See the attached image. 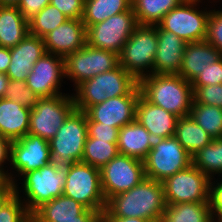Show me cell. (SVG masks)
<instances>
[{
	"label": "cell",
	"instance_id": "83f0119b",
	"mask_svg": "<svg viewBox=\"0 0 222 222\" xmlns=\"http://www.w3.org/2000/svg\"><path fill=\"white\" fill-rule=\"evenodd\" d=\"M160 222H213L209 202L167 205Z\"/></svg>",
	"mask_w": 222,
	"mask_h": 222
},
{
	"label": "cell",
	"instance_id": "9c48e42d",
	"mask_svg": "<svg viewBox=\"0 0 222 222\" xmlns=\"http://www.w3.org/2000/svg\"><path fill=\"white\" fill-rule=\"evenodd\" d=\"M143 163L147 178L163 182L176 172L191 165L192 157L172 136L166 139L154 140L153 147Z\"/></svg>",
	"mask_w": 222,
	"mask_h": 222
},
{
	"label": "cell",
	"instance_id": "e575fe53",
	"mask_svg": "<svg viewBox=\"0 0 222 222\" xmlns=\"http://www.w3.org/2000/svg\"><path fill=\"white\" fill-rule=\"evenodd\" d=\"M13 186L15 193L0 209V222H32L31 213L21 201L17 183Z\"/></svg>",
	"mask_w": 222,
	"mask_h": 222
},
{
	"label": "cell",
	"instance_id": "4fadbf2b",
	"mask_svg": "<svg viewBox=\"0 0 222 222\" xmlns=\"http://www.w3.org/2000/svg\"><path fill=\"white\" fill-rule=\"evenodd\" d=\"M101 188L105 200L116 194L129 191L138 185L145 177L142 160L118 154L100 169Z\"/></svg>",
	"mask_w": 222,
	"mask_h": 222
},
{
	"label": "cell",
	"instance_id": "4dcf8cb0",
	"mask_svg": "<svg viewBox=\"0 0 222 222\" xmlns=\"http://www.w3.org/2000/svg\"><path fill=\"white\" fill-rule=\"evenodd\" d=\"M192 164L213 181V176L222 175V138L213 139L192 156ZM215 174V175H214ZM221 174V175H220Z\"/></svg>",
	"mask_w": 222,
	"mask_h": 222
},
{
	"label": "cell",
	"instance_id": "30bf717a",
	"mask_svg": "<svg viewBox=\"0 0 222 222\" xmlns=\"http://www.w3.org/2000/svg\"><path fill=\"white\" fill-rule=\"evenodd\" d=\"M119 66V54L86 44L64 58L65 78L72 79L75 88L94 76Z\"/></svg>",
	"mask_w": 222,
	"mask_h": 222
},
{
	"label": "cell",
	"instance_id": "f1b7e54d",
	"mask_svg": "<svg viewBox=\"0 0 222 222\" xmlns=\"http://www.w3.org/2000/svg\"><path fill=\"white\" fill-rule=\"evenodd\" d=\"M183 0H131L136 21L141 25H158L163 17Z\"/></svg>",
	"mask_w": 222,
	"mask_h": 222
},
{
	"label": "cell",
	"instance_id": "8d00e7d4",
	"mask_svg": "<svg viewBox=\"0 0 222 222\" xmlns=\"http://www.w3.org/2000/svg\"><path fill=\"white\" fill-rule=\"evenodd\" d=\"M193 103L213 105L222 108V84L207 86H192Z\"/></svg>",
	"mask_w": 222,
	"mask_h": 222
},
{
	"label": "cell",
	"instance_id": "e0dca14e",
	"mask_svg": "<svg viewBox=\"0 0 222 222\" xmlns=\"http://www.w3.org/2000/svg\"><path fill=\"white\" fill-rule=\"evenodd\" d=\"M140 94V88L137 86L129 95L108 98L102 103L91 106L86 111V115L93 122L122 128L135 120Z\"/></svg>",
	"mask_w": 222,
	"mask_h": 222
},
{
	"label": "cell",
	"instance_id": "681fc988",
	"mask_svg": "<svg viewBox=\"0 0 222 222\" xmlns=\"http://www.w3.org/2000/svg\"><path fill=\"white\" fill-rule=\"evenodd\" d=\"M19 0H0V6H17Z\"/></svg>",
	"mask_w": 222,
	"mask_h": 222
},
{
	"label": "cell",
	"instance_id": "f907efd6",
	"mask_svg": "<svg viewBox=\"0 0 222 222\" xmlns=\"http://www.w3.org/2000/svg\"><path fill=\"white\" fill-rule=\"evenodd\" d=\"M8 182L7 177L0 172V189Z\"/></svg>",
	"mask_w": 222,
	"mask_h": 222
},
{
	"label": "cell",
	"instance_id": "ab89813d",
	"mask_svg": "<svg viewBox=\"0 0 222 222\" xmlns=\"http://www.w3.org/2000/svg\"><path fill=\"white\" fill-rule=\"evenodd\" d=\"M222 84V58L198 74V76L191 82L192 86H207Z\"/></svg>",
	"mask_w": 222,
	"mask_h": 222
},
{
	"label": "cell",
	"instance_id": "5b68a950",
	"mask_svg": "<svg viewBox=\"0 0 222 222\" xmlns=\"http://www.w3.org/2000/svg\"><path fill=\"white\" fill-rule=\"evenodd\" d=\"M63 195L99 214L106 209L107 201L101 188L100 169L82 161L66 166Z\"/></svg>",
	"mask_w": 222,
	"mask_h": 222
},
{
	"label": "cell",
	"instance_id": "8992f818",
	"mask_svg": "<svg viewBox=\"0 0 222 222\" xmlns=\"http://www.w3.org/2000/svg\"><path fill=\"white\" fill-rule=\"evenodd\" d=\"M87 136L86 112L75 109L49 141L52 162L64 167L82 161Z\"/></svg>",
	"mask_w": 222,
	"mask_h": 222
},
{
	"label": "cell",
	"instance_id": "603a6c76",
	"mask_svg": "<svg viewBox=\"0 0 222 222\" xmlns=\"http://www.w3.org/2000/svg\"><path fill=\"white\" fill-rule=\"evenodd\" d=\"M222 58V53L206 40L187 43L178 75L192 82L209 64Z\"/></svg>",
	"mask_w": 222,
	"mask_h": 222
},
{
	"label": "cell",
	"instance_id": "5bb4252c",
	"mask_svg": "<svg viewBox=\"0 0 222 222\" xmlns=\"http://www.w3.org/2000/svg\"><path fill=\"white\" fill-rule=\"evenodd\" d=\"M197 2L182 1L170 10L158 24L163 30L173 32L186 43L206 39L207 22L210 11H200Z\"/></svg>",
	"mask_w": 222,
	"mask_h": 222
},
{
	"label": "cell",
	"instance_id": "7dc6e473",
	"mask_svg": "<svg viewBox=\"0 0 222 222\" xmlns=\"http://www.w3.org/2000/svg\"><path fill=\"white\" fill-rule=\"evenodd\" d=\"M15 193L13 184L8 181L1 189H0V209L3 204Z\"/></svg>",
	"mask_w": 222,
	"mask_h": 222
},
{
	"label": "cell",
	"instance_id": "52a82bcc",
	"mask_svg": "<svg viewBox=\"0 0 222 222\" xmlns=\"http://www.w3.org/2000/svg\"><path fill=\"white\" fill-rule=\"evenodd\" d=\"M22 189L25 194L24 203L32 214L42 204L63 195L66 178V166L51 162L37 170L23 174Z\"/></svg>",
	"mask_w": 222,
	"mask_h": 222
},
{
	"label": "cell",
	"instance_id": "60d3db41",
	"mask_svg": "<svg viewBox=\"0 0 222 222\" xmlns=\"http://www.w3.org/2000/svg\"><path fill=\"white\" fill-rule=\"evenodd\" d=\"M68 19H83L85 0H50Z\"/></svg>",
	"mask_w": 222,
	"mask_h": 222
},
{
	"label": "cell",
	"instance_id": "8fae6325",
	"mask_svg": "<svg viewBox=\"0 0 222 222\" xmlns=\"http://www.w3.org/2000/svg\"><path fill=\"white\" fill-rule=\"evenodd\" d=\"M138 25L132 6L122 13L86 28L87 44L120 54Z\"/></svg>",
	"mask_w": 222,
	"mask_h": 222
},
{
	"label": "cell",
	"instance_id": "d4e9b609",
	"mask_svg": "<svg viewBox=\"0 0 222 222\" xmlns=\"http://www.w3.org/2000/svg\"><path fill=\"white\" fill-rule=\"evenodd\" d=\"M151 134L136 119L119 129V154L144 160L153 147Z\"/></svg>",
	"mask_w": 222,
	"mask_h": 222
},
{
	"label": "cell",
	"instance_id": "d6a6232c",
	"mask_svg": "<svg viewBox=\"0 0 222 222\" xmlns=\"http://www.w3.org/2000/svg\"><path fill=\"white\" fill-rule=\"evenodd\" d=\"M190 115L213 139L222 138V108L192 104Z\"/></svg>",
	"mask_w": 222,
	"mask_h": 222
},
{
	"label": "cell",
	"instance_id": "816d5d0a",
	"mask_svg": "<svg viewBox=\"0 0 222 222\" xmlns=\"http://www.w3.org/2000/svg\"><path fill=\"white\" fill-rule=\"evenodd\" d=\"M212 216H213V222H222V215H212Z\"/></svg>",
	"mask_w": 222,
	"mask_h": 222
},
{
	"label": "cell",
	"instance_id": "7c38bea8",
	"mask_svg": "<svg viewBox=\"0 0 222 222\" xmlns=\"http://www.w3.org/2000/svg\"><path fill=\"white\" fill-rule=\"evenodd\" d=\"M210 182L206 174L189 165L163 181L166 205L209 202Z\"/></svg>",
	"mask_w": 222,
	"mask_h": 222
},
{
	"label": "cell",
	"instance_id": "ba28073f",
	"mask_svg": "<svg viewBox=\"0 0 222 222\" xmlns=\"http://www.w3.org/2000/svg\"><path fill=\"white\" fill-rule=\"evenodd\" d=\"M75 109L73 96L66 93L39 98L30 112L28 134L50 141Z\"/></svg>",
	"mask_w": 222,
	"mask_h": 222
},
{
	"label": "cell",
	"instance_id": "7a4b0ae2",
	"mask_svg": "<svg viewBox=\"0 0 222 222\" xmlns=\"http://www.w3.org/2000/svg\"><path fill=\"white\" fill-rule=\"evenodd\" d=\"M141 95L177 117L190 115L193 88L179 75L151 74L138 81Z\"/></svg>",
	"mask_w": 222,
	"mask_h": 222
},
{
	"label": "cell",
	"instance_id": "74e56055",
	"mask_svg": "<svg viewBox=\"0 0 222 222\" xmlns=\"http://www.w3.org/2000/svg\"><path fill=\"white\" fill-rule=\"evenodd\" d=\"M205 40L222 53V10L210 11Z\"/></svg>",
	"mask_w": 222,
	"mask_h": 222
},
{
	"label": "cell",
	"instance_id": "ac0fdd59",
	"mask_svg": "<svg viewBox=\"0 0 222 222\" xmlns=\"http://www.w3.org/2000/svg\"><path fill=\"white\" fill-rule=\"evenodd\" d=\"M99 215L97 211L61 195L42 204L31 217L32 222H99Z\"/></svg>",
	"mask_w": 222,
	"mask_h": 222
},
{
	"label": "cell",
	"instance_id": "7bdbcfd3",
	"mask_svg": "<svg viewBox=\"0 0 222 222\" xmlns=\"http://www.w3.org/2000/svg\"><path fill=\"white\" fill-rule=\"evenodd\" d=\"M210 208L212 215H222V180L210 182Z\"/></svg>",
	"mask_w": 222,
	"mask_h": 222
},
{
	"label": "cell",
	"instance_id": "ffe728a7",
	"mask_svg": "<svg viewBox=\"0 0 222 222\" xmlns=\"http://www.w3.org/2000/svg\"><path fill=\"white\" fill-rule=\"evenodd\" d=\"M157 51L153 74L178 75L187 43L173 32L157 25Z\"/></svg>",
	"mask_w": 222,
	"mask_h": 222
},
{
	"label": "cell",
	"instance_id": "f5cc1de1",
	"mask_svg": "<svg viewBox=\"0 0 222 222\" xmlns=\"http://www.w3.org/2000/svg\"><path fill=\"white\" fill-rule=\"evenodd\" d=\"M183 1H193V2H201V0H183Z\"/></svg>",
	"mask_w": 222,
	"mask_h": 222
},
{
	"label": "cell",
	"instance_id": "1f68e13d",
	"mask_svg": "<svg viewBox=\"0 0 222 222\" xmlns=\"http://www.w3.org/2000/svg\"><path fill=\"white\" fill-rule=\"evenodd\" d=\"M119 154L117 143L87 137L82 162L101 169Z\"/></svg>",
	"mask_w": 222,
	"mask_h": 222
},
{
	"label": "cell",
	"instance_id": "3957f363",
	"mask_svg": "<svg viewBox=\"0 0 222 222\" xmlns=\"http://www.w3.org/2000/svg\"><path fill=\"white\" fill-rule=\"evenodd\" d=\"M138 86V81L121 65L115 69L98 74L80 83L71 94L77 110L87 111L91 106L108 98L129 95Z\"/></svg>",
	"mask_w": 222,
	"mask_h": 222
},
{
	"label": "cell",
	"instance_id": "c3c4849f",
	"mask_svg": "<svg viewBox=\"0 0 222 222\" xmlns=\"http://www.w3.org/2000/svg\"><path fill=\"white\" fill-rule=\"evenodd\" d=\"M9 82V77L5 73H0V99L4 98Z\"/></svg>",
	"mask_w": 222,
	"mask_h": 222
},
{
	"label": "cell",
	"instance_id": "2e32d148",
	"mask_svg": "<svg viewBox=\"0 0 222 222\" xmlns=\"http://www.w3.org/2000/svg\"><path fill=\"white\" fill-rule=\"evenodd\" d=\"M52 162L49 141L27 134L11 143L10 165L18 175L37 170Z\"/></svg>",
	"mask_w": 222,
	"mask_h": 222
},
{
	"label": "cell",
	"instance_id": "9a60e30c",
	"mask_svg": "<svg viewBox=\"0 0 222 222\" xmlns=\"http://www.w3.org/2000/svg\"><path fill=\"white\" fill-rule=\"evenodd\" d=\"M65 78L64 58L45 53L28 74L27 86L40 98L63 94L61 81Z\"/></svg>",
	"mask_w": 222,
	"mask_h": 222
},
{
	"label": "cell",
	"instance_id": "d6986e66",
	"mask_svg": "<svg viewBox=\"0 0 222 222\" xmlns=\"http://www.w3.org/2000/svg\"><path fill=\"white\" fill-rule=\"evenodd\" d=\"M47 53L65 58L87 44L86 26L79 19H67L43 37Z\"/></svg>",
	"mask_w": 222,
	"mask_h": 222
},
{
	"label": "cell",
	"instance_id": "484cf974",
	"mask_svg": "<svg viewBox=\"0 0 222 222\" xmlns=\"http://www.w3.org/2000/svg\"><path fill=\"white\" fill-rule=\"evenodd\" d=\"M29 33L28 20L17 6H0V46L11 48Z\"/></svg>",
	"mask_w": 222,
	"mask_h": 222
},
{
	"label": "cell",
	"instance_id": "d590c367",
	"mask_svg": "<svg viewBox=\"0 0 222 222\" xmlns=\"http://www.w3.org/2000/svg\"><path fill=\"white\" fill-rule=\"evenodd\" d=\"M4 98L16 101L25 108L32 109L38 97L22 80H10Z\"/></svg>",
	"mask_w": 222,
	"mask_h": 222
},
{
	"label": "cell",
	"instance_id": "836d02e7",
	"mask_svg": "<svg viewBox=\"0 0 222 222\" xmlns=\"http://www.w3.org/2000/svg\"><path fill=\"white\" fill-rule=\"evenodd\" d=\"M67 19L55 6L48 4L28 20L29 34L43 38Z\"/></svg>",
	"mask_w": 222,
	"mask_h": 222
},
{
	"label": "cell",
	"instance_id": "b9f144b4",
	"mask_svg": "<svg viewBox=\"0 0 222 222\" xmlns=\"http://www.w3.org/2000/svg\"><path fill=\"white\" fill-rule=\"evenodd\" d=\"M48 4L50 0H19L17 8L24 18L29 20Z\"/></svg>",
	"mask_w": 222,
	"mask_h": 222
},
{
	"label": "cell",
	"instance_id": "277c9868",
	"mask_svg": "<svg viewBox=\"0 0 222 222\" xmlns=\"http://www.w3.org/2000/svg\"><path fill=\"white\" fill-rule=\"evenodd\" d=\"M157 45V25L138 24L119 54V65L137 81L153 74Z\"/></svg>",
	"mask_w": 222,
	"mask_h": 222
},
{
	"label": "cell",
	"instance_id": "f35d334b",
	"mask_svg": "<svg viewBox=\"0 0 222 222\" xmlns=\"http://www.w3.org/2000/svg\"><path fill=\"white\" fill-rule=\"evenodd\" d=\"M119 129L110 125H103V123L93 122L87 116V137L108 141V143H118Z\"/></svg>",
	"mask_w": 222,
	"mask_h": 222
},
{
	"label": "cell",
	"instance_id": "44dd1931",
	"mask_svg": "<svg viewBox=\"0 0 222 222\" xmlns=\"http://www.w3.org/2000/svg\"><path fill=\"white\" fill-rule=\"evenodd\" d=\"M10 53L6 75L10 80L26 81L34 64L46 53L43 38L28 33L16 46L10 48Z\"/></svg>",
	"mask_w": 222,
	"mask_h": 222
},
{
	"label": "cell",
	"instance_id": "4316f807",
	"mask_svg": "<svg viewBox=\"0 0 222 222\" xmlns=\"http://www.w3.org/2000/svg\"><path fill=\"white\" fill-rule=\"evenodd\" d=\"M174 137L191 157L213 140L191 115L178 118Z\"/></svg>",
	"mask_w": 222,
	"mask_h": 222
},
{
	"label": "cell",
	"instance_id": "7402d4cb",
	"mask_svg": "<svg viewBox=\"0 0 222 222\" xmlns=\"http://www.w3.org/2000/svg\"><path fill=\"white\" fill-rule=\"evenodd\" d=\"M178 118L173 113L147 101L140 94L135 119L145 127L154 140L174 136Z\"/></svg>",
	"mask_w": 222,
	"mask_h": 222
},
{
	"label": "cell",
	"instance_id": "cb8c5ba5",
	"mask_svg": "<svg viewBox=\"0 0 222 222\" xmlns=\"http://www.w3.org/2000/svg\"><path fill=\"white\" fill-rule=\"evenodd\" d=\"M31 109L16 101L0 99V136L10 142L28 134Z\"/></svg>",
	"mask_w": 222,
	"mask_h": 222
},
{
	"label": "cell",
	"instance_id": "bcb514c9",
	"mask_svg": "<svg viewBox=\"0 0 222 222\" xmlns=\"http://www.w3.org/2000/svg\"><path fill=\"white\" fill-rule=\"evenodd\" d=\"M10 59V48L0 46V73L6 74L10 65Z\"/></svg>",
	"mask_w": 222,
	"mask_h": 222
},
{
	"label": "cell",
	"instance_id": "6da1fadb",
	"mask_svg": "<svg viewBox=\"0 0 222 222\" xmlns=\"http://www.w3.org/2000/svg\"><path fill=\"white\" fill-rule=\"evenodd\" d=\"M166 206L163 182L145 177L129 191L111 197L106 209L114 217L144 218L160 222Z\"/></svg>",
	"mask_w": 222,
	"mask_h": 222
},
{
	"label": "cell",
	"instance_id": "ee69618b",
	"mask_svg": "<svg viewBox=\"0 0 222 222\" xmlns=\"http://www.w3.org/2000/svg\"><path fill=\"white\" fill-rule=\"evenodd\" d=\"M11 143L8 139L0 136V172H2L13 185L17 180L13 177V174L4 171V164L6 161L10 163V154H11ZM16 180V181H15Z\"/></svg>",
	"mask_w": 222,
	"mask_h": 222
},
{
	"label": "cell",
	"instance_id": "f6af8a7d",
	"mask_svg": "<svg viewBox=\"0 0 222 222\" xmlns=\"http://www.w3.org/2000/svg\"><path fill=\"white\" fill-rule=\"evenodd\" d=\"M99 222H153V221L144 218L114 217L107 209H105L99 215Z\"/></svg>",
	"mask_w": 222,
	"mask_h": 222
},
{
	"label": "cell",
	"instance_id": "f546056e",
	"mask_svg": "<svg viewBox=\"0 0 222 222\" xmlns=\"http://www.w3.org/2000/svg\"><path fill=\"white\" fill-rule=\"evenodd\" d=\"M131 6V0H85L82 22L87 28L127 11Z\"/></svg>",
	"mask_w": 222,
	"mask_h": 222
}]
</instances>
